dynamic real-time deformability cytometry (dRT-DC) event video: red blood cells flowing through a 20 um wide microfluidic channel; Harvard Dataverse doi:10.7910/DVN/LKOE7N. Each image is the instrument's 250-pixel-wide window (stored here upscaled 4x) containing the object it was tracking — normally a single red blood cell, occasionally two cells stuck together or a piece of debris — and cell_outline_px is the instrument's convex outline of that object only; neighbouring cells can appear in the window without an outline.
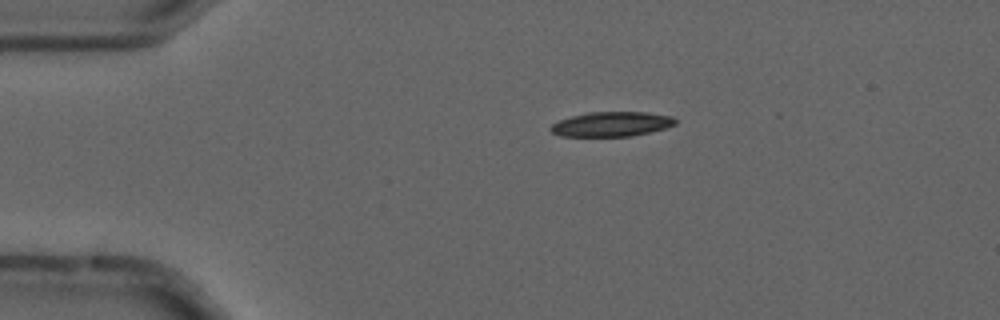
{"species": "common noctule bat (a hibernating species)", "species_latin": "Nyctalus noctula", "temperature_condition": "cold", "stored_images_in_passage": 6, "camera_frame_rate_fps": 3000, "um_per_image_px": 0.085, "animal": {"sex": "male", "forearm_length_mm": 52.5}, "frame": {"image": 1, "passage_image": 4, "time_ms": 1.0, "image_size_px": [1000, 320], "cell_outline_px": [[676, 124], [664, 128], [632, 136], [560, 136], [552, 132], [548, 128], [552, 124], [560, 120], [572, 116], [588, 112], [648, 112], [672, 116], [676, 120]], "centroid_in_image_um": [51.97, 10.54], "position_along_channel_um": 33.0, "area_um2": 17.86}}